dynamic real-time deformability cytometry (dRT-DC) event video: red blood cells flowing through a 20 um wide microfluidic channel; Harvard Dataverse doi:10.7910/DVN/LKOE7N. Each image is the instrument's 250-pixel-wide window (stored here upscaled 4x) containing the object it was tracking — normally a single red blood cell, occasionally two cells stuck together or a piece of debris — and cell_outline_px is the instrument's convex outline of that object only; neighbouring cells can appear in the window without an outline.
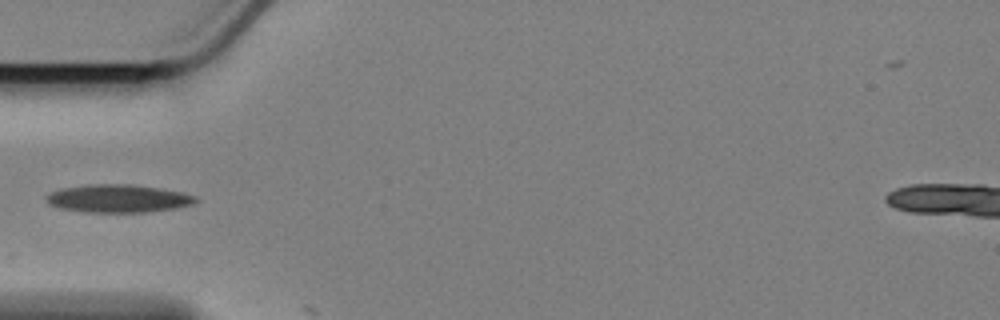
{"species": "Egyptian fruit bat (a non-hibernating species)", "species_latin": "Rousettus aegyptiacus", "temperature_condition": "cold", "stored_images_in_passage": 2, "camera_frame_rate_fps": 3000, "um_per_image_px": 0.085, "animal": {"sex": "female"}, "frame": {"image": 1, "passage_image": 1, "time_ms": 0.0, "image_size_px": [1000, 320], "cell_outline_px": [[200, 200], [192, 204], [176, 208], [144, 212], [84, 212], [60, 208], [48, 204], [44, 196], [52, 192], [64, 188], [92, 184], [132, 184], [160, 188], [180, 192], [196, 196]], "centroid_in_image_um": [10.05, 16.87], "position_along_channel_um": 74.9, "area_um2": 24.28}}